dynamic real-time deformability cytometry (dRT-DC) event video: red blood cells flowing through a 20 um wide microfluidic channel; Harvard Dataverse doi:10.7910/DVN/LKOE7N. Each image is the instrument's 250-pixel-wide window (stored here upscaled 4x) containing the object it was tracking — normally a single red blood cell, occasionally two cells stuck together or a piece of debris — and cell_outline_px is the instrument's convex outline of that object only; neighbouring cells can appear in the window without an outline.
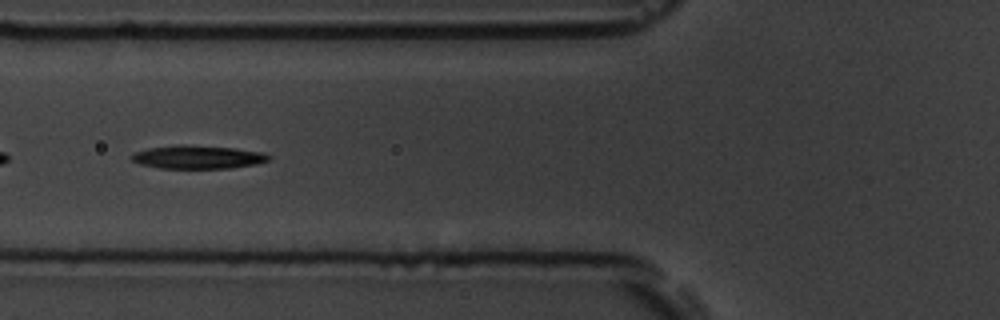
{"species": "common noctule bat (a hibernating species)", "species_latin": "Nyctalus noctula", "temperature_condition": "room temperature", "stored_images_in_passage": 14, "camera_frame_rate_fps": 3000, "um_per_image_px": 0.085, "animal": {"sex": "male", "body_mass_g": 19.5, "forearm_length_mm": 54.6}, "frame": {"image": 1, "passage_image": 5, "time_ms": 5.333, "image_size_px": [1000, 320], "cell_outline_px": [[272, 156], [268, 160], [256, 164], [232, 168], [160, 168], [140, 164], [132, 160], [128, 156], [132, 152], [148, 148], [176, 144], [188, 144], [236, 148], [264, 152]], "centroid_in_image_um": [16.79, 13.33], "position_along_channel_um": 109.0, "area_um2": 19.02}}
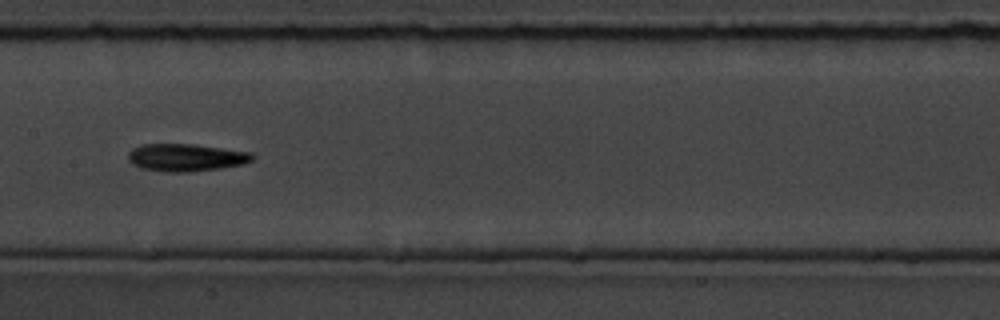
{"frame": {"image": 2, "passage_image": 7, "time_ms": 7.667, "image_size_px": [1000, 320], "cell_outline_px": [[256, 156], [252, 160], [244, 164], [220, 168], [192, 172], [164, 172], [140, 168], [132, 164], [128, 160], [128, 152], [132, 148], [144, 144], [192, 144], [252, 152]], "centroid_in_image_um": [15.8, 13.39], "position_along_channel_um": 191.6, "area_um2": 20.11}}
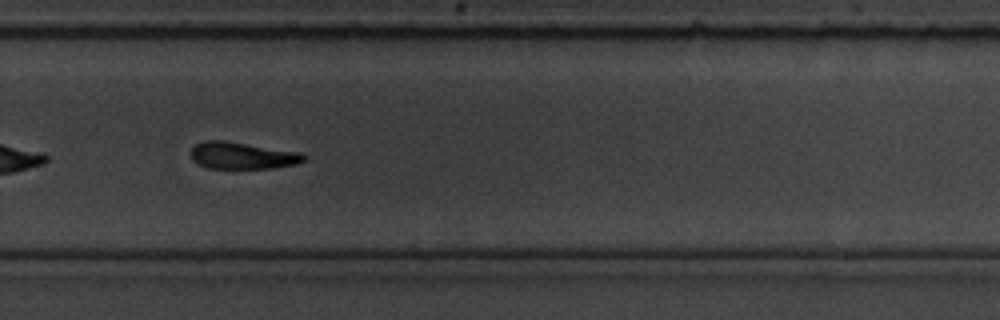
{"frame": {"image": 3, "passage_image": 10, "time_ms": 11.0, "image_size_px": [1000, 320], "cell_outline_px": [[308, 156], [304, 160], [296, 164], [272, 168], [208, 168], [192, 160], [192, 148], [196, 144], [204, 140], [224, 140], [300, 152]], "centroid_in_image_um": [20.61, 13.22], "position_along_channel_um": 309.2, "area_um2": 17.63}, "authors_computed_cell_mechanics": {"area_um2": 18.6694, "velocity_mm_per_s": 3.545, "shape_relaxation_time_tau1_ms": 2.7592, "shape_relaxation_time_tau2_ms": null, "deformation_change_tau1": 0.1437, "deformation_change_tau2": null}}